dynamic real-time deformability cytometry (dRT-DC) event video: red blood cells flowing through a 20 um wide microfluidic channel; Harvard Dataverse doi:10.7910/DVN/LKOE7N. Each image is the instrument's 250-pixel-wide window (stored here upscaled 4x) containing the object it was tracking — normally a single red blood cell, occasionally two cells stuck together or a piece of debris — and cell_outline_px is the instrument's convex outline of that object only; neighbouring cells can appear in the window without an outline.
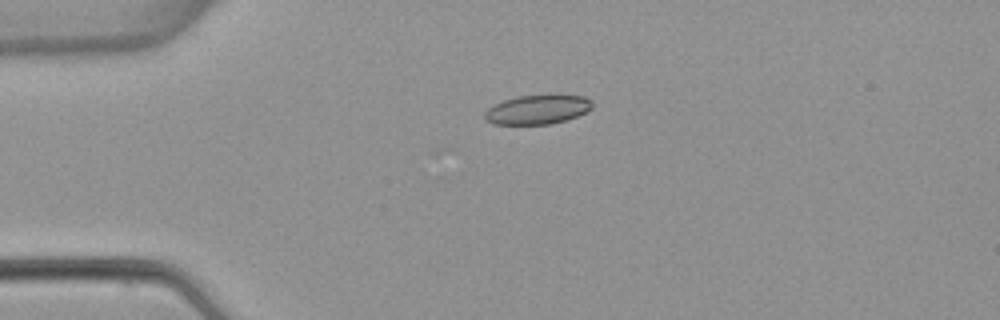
{"species": "common noctule bat (a hibernating species)", "species_latin": "Nyctalus noctula", "temperature_condition": "warm", "stored_images_in_passage": 5, "camera_frame_rate_fps": 3000, "um_per_image_px": 0.085, "animal": {"sex": "female", "body_mass_g": 22.7, "forearm_length_mm": 54.2}, "frame": {"image": 1, "passage_image": 3, "time_ms": 3.333, "image_size_px": [1000, 320], "cell_outline_px": [[592, 108], [568, 120], [552, 124], [492, 124], [484, 120], [484, 112], [488, 108], [504, 100], [516, 96], [584, 96], [592, 100]], "centroid_in_image_um": [45.65, 9.33], "position_along_channel_um": 39.3, "area_um2": 18.15}}
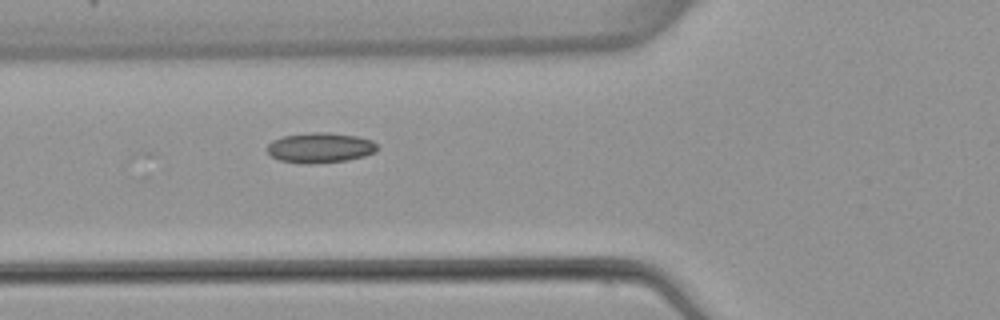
{"frame": {"image": 2, "passage_image": 5, "time_ms": 5.667, "image_size_px": [1000, 320], "cell_outline_px": [[380, 148], [376, 152], [364, 156], [348, 160], [308, 164], [304, 164], [280, 160], [272, 156], [268, 152], [268, 144], [272, 140], [284, 136], [312, 132], [324, 132], [356, 136], [372, 140]], "centroid_in_image_um": [27.24, 12.56], "position_along_channel_um": 98.6, "area_um2": 19.31}}